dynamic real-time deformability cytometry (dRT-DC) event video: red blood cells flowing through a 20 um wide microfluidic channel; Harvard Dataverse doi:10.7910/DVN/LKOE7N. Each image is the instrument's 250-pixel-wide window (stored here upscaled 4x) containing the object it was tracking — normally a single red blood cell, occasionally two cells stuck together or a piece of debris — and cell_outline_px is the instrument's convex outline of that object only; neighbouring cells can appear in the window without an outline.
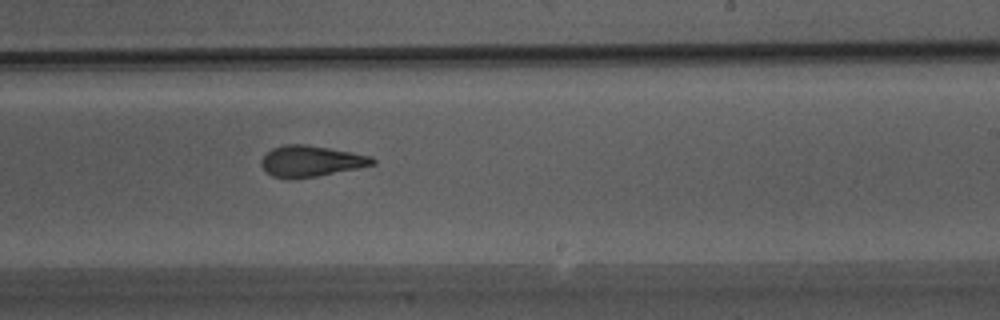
{"species": "Egyptian fruit bat (a non-hibernating species)", "species_latin": "Rousettus aegyptiacus", "temperature_condition": "warm", "stored_images_in_passage": 45, "camera_frame_rate_fps": 3000, "um_per_image_px": 0.085, "animal": {"sex": "male"}, "frame": {"image": 1, "passage_image": 28, "time_ms": 9.0, "image_size_px": [1000, 320], "cell_outline_px": [[376, 164], [316, 176], [292, 180], [288, 180], [272, 176], [260, 164], [260, 160], [272, 148], [284, 144], [304, 144], [352, 152], [372, 156], [376, 160]], "centroid_in_image_um": [26.41, 13.7], "position_along_channel_um": 262.6, "area_um2": 20.11}}
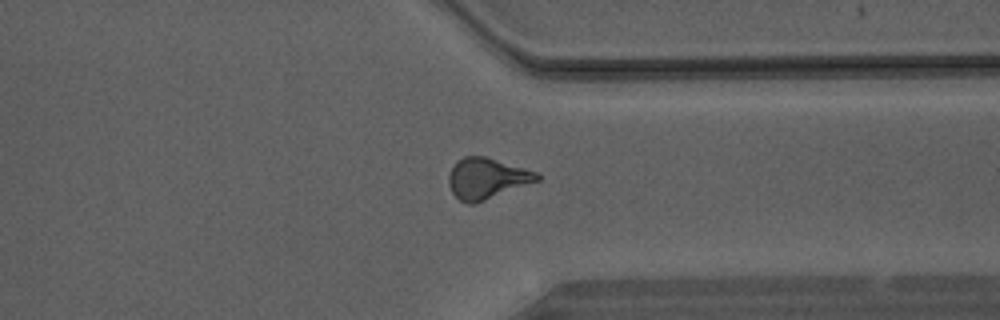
{"frame": {"image": 2, "passage_image": 35, "time_ms": 11.333, "image_size_px": [1000, 320], "cell_outline_px": [[540, 180], [476, 204], [468, 204], [460, 200], [452, 192], [448, 184], [448, 176], [456, 160], [464, 156], [484, 156], [540, 172]], "centroid_in_image_um": [41.39, 15.17], "position_along_channel_um": 370.0, "area_um2": 21.27}}
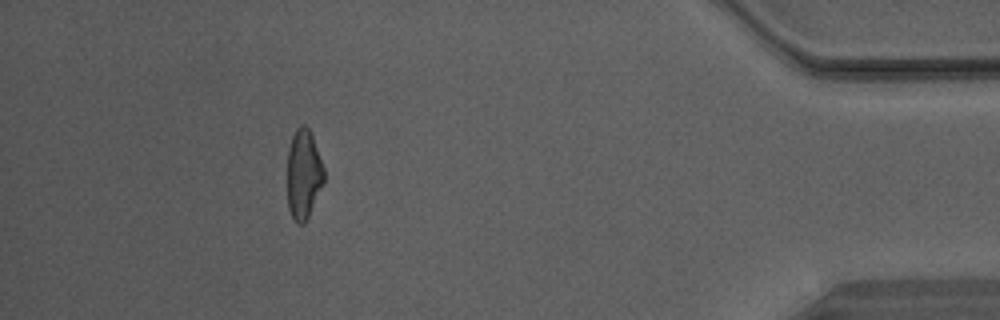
{"frame": {"image": 3, "passage_image": 41, "time_ms": 13.333, "image_size_px": [1000, 320], "cell_outline_px": [[324, 180], [308, 216], [304, 224], [296, 224], [292, 220], [288, 208], [288, 148], [292, 136], [296, 128], [300, 124], [304, 124], [308, 128], [312, 136], [324, 168]], "centroid_in_image_um": [25.78, 14.81], "position_along_channel_um": 409.4, "area_um2": 19.02}}